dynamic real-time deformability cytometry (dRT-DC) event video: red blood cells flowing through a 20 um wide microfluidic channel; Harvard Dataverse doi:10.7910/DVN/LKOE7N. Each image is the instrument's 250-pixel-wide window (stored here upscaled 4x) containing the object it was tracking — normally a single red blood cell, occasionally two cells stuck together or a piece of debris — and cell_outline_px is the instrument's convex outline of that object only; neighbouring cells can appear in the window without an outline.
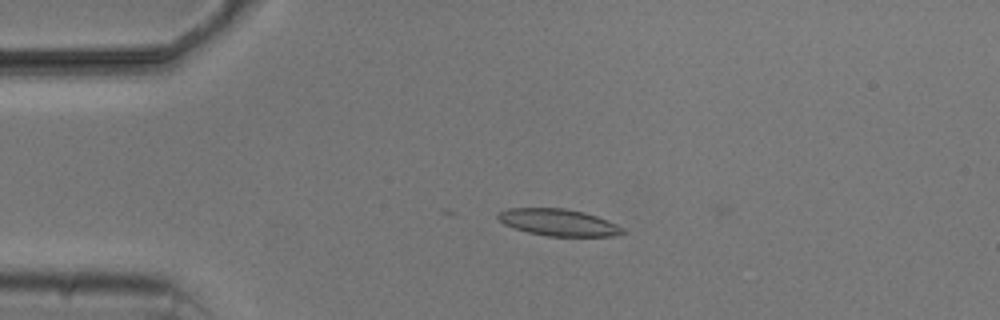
{"species": "common noctule bat (a hibernating species)", "species_latin": "Nyctalus noctula", "temperature_condition": "cold", "stored_images_in_passage": 5, "camera_frame_rate_fps": 3000, "um_per_image_px": 0.085, "animal": {"sex": "male", "body_mass_g": 20.5, "forearm_length_mm": 52.5}, "frame": {"image": 1, "passage_image": 4, "time_ms": 4.667, "image_size_px": [1000, 320], "cell_outline_px": [[624, 232], [616, 236], [548, 236], [528, 232], [504, 224], [496, 216], [500, 212], [508, 208], [564, 208], [584, 212], [608, 220], [624, 228]], "centroid_in_image_um": [47.49, 18.9], "position_along_channel_um": 37.5, "area_um2": 19.36}}